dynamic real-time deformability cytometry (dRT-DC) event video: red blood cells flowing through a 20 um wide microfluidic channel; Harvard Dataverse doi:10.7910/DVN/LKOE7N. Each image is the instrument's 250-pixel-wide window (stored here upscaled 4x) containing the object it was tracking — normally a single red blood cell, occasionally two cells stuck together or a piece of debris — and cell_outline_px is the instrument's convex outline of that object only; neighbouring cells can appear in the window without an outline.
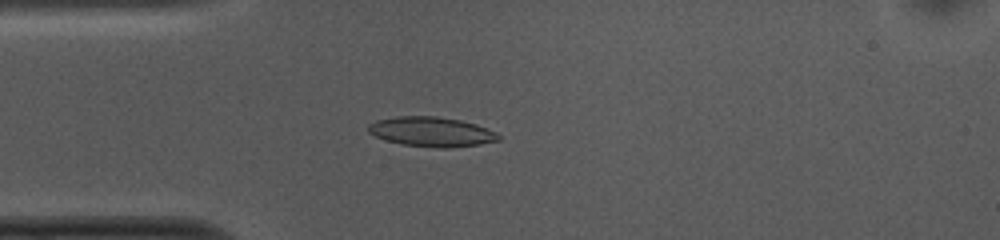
{"species": "common noctule bat (a hibernating species)", "species_latin": "Nyctalus noctula", "temperature_condition": "cold", "stored_images_in_passage": 44, "camera_frame_rate_fps": 3000, "um_per_image_px": 0.085, "animal": {"sex": "female", "body_mass_g": 10.0, "forearm_length_mm": 53.1}, "frame": {"image": 1, "passage_image": 5, "time_ms": 1.333, "image_size_px": [1000, 240], "cell_outline_px": [[500, 140], [480, 144], [444, 148], [440, 148], [400, 144], [376, 136], [368, 132], [368, 124], [376, 120], [396, 116], [436, 116], [460, 120], [476, 124], [496, 132], [500, 136]], "centroid_in_image_um": [36.67, 11.19], "position_along_channel_um": 48.3, "area_um2": 22.43}}
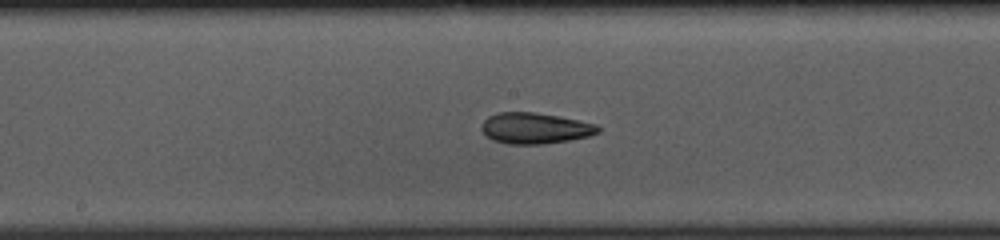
{"frame": {"image": 2, "passage_image": 18, "time_ms": 5.667, "image_size_px": [1000, 240], "cell_outline_px": [[600, 132], [588, 136], [568, 140], [540, 144], [508, 144], [492, 140], [480, 128], [484, 120], [488, 116], [496, 112], [536, 112], [560, 116], [596, 124], [600, 128]], "centroid_in_image_um": [45.46, 10.89], "position_along_channel_um": 202.7, "area_um2": 21.04}}
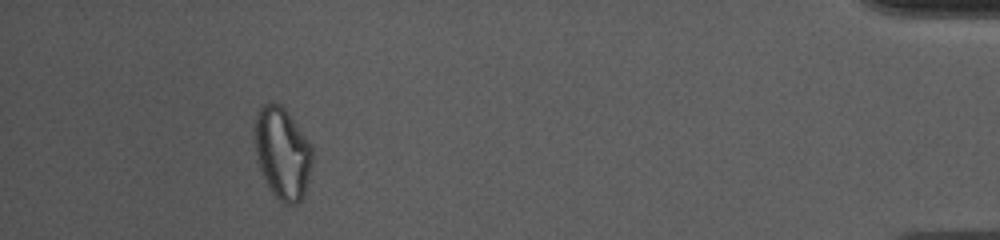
{"frame": {"image": 3, "passage_image": 40, "time_ms": 13.0, "image_size_px": [1000, 240], "cell_outline_px": [[312, 164], [304, 196], [296, 204], [284, 204], [272, 192], [256, 160], [252, 136], [252, 120], [256, 112], [264, 104], [272, 100], [280, 104], [284, 108], [312, 144]], "centroid_in_image_um": [23.96, 12.95], "position_along_channel_um": 411.2, "area_um2": 31.5}, "authors_computed_cell_mechanics": {"area_um2": 21.8484, "velocity_mm_per_s": 3.7406, "shape_relaxation_time_tau1_ms": null, "shape_relaxation_time_tau2_ms": 4.4292, "deformation_change_tau1": null, "deformation_change_tau2": 0.1101}}